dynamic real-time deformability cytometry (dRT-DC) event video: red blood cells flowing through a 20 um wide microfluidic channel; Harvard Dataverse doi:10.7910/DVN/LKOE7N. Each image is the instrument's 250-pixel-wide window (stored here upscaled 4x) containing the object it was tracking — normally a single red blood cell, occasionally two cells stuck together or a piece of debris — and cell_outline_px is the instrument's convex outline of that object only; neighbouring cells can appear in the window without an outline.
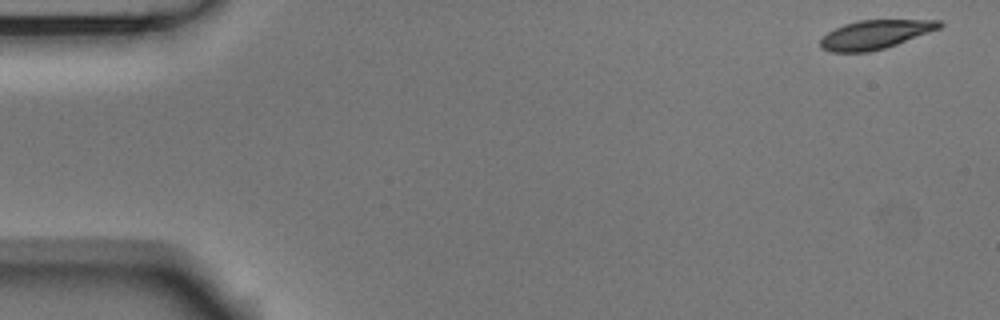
{"species": "Egyptian fruit bat (a non-hibernating species)", "species_latin": "Rousettus aegyptiacus", "temperature_condition": "room temperature", "stored_images_in_passage": 53, "camera_frame_rate_fps": 3000, "um_per_image_px": 0.085, "animal": {"sex": "male"}, "frame": {"image": 1, "passage_image": 1, "time_ms": 0.0, "image_size_px": [1000, 320], "cell_outline_px": [[944, 24], [940, 28], [896, 44], [884, 48], [868, 52], [828, 52], [820, 48], [820, 40], [828, 32], [844, 24], [860, 20], [940, 20]], "centroid_in_image_um": [74.36, 2.94], "position_along_channel_um": 10.6, "area_um2": 19.83}}
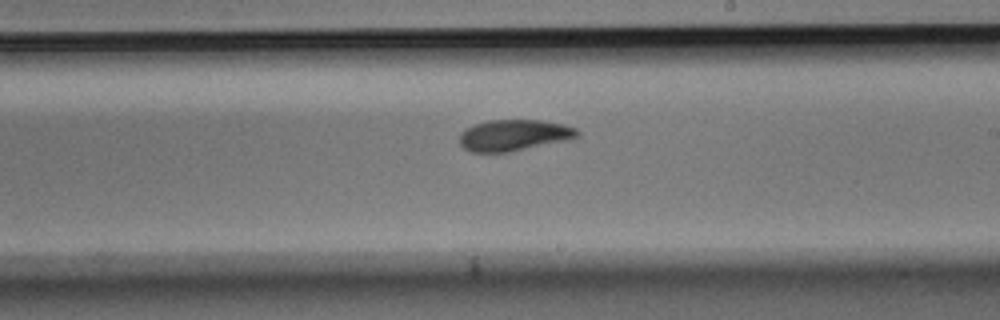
{"frame": {"image": 2, "passage_image": 30, "time_ms": 9.667, "image_size_px": [1000, 320], "cell_outline_px": [[580, 136], [568, 140], [508, 152], [472, 152], [464, 148], [460, 144], [460, 132], [476, 124], [488, 120], [540, 120], [564, 124], [576, 128], [580, 132]], "centroid_in_image_um": [43.72, 11.49], "position_along_channel_um": 245.3, "area_um2": 21.39}}
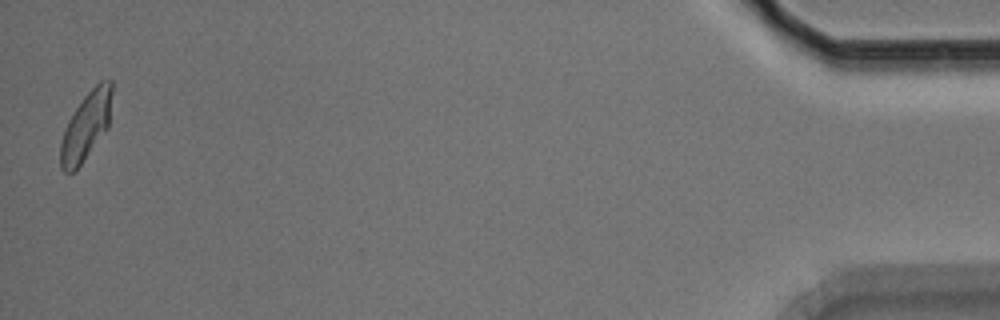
{"frame": {"image": 3, "passage_image": 52, "time_ms": 17.0, "image_size_px": [1000, 320], "cell_outline_px": [[112, 92], [108, 128], [80, 164], [72, 172], [64, 172], [60, 168], [60, 144], [64, 128], [68, 120], [84, 96], [100, 80], [112, 80]], "centroid_in_image_um": [7.3, 10.7], "position_along_channel_um": 427.9, "area_um2": 20.17}, "authors_computed_cell_mechanics": {"area_um2": 21.3282, "velocity_mm_per_s": 3.7288, "shape_relaxation_time_tau1_ms": 3.5871, "shape_relaxation_time_tau2_ms": 2.0649, "deformation_change_tau1": 0.1338, "deformation_change_tau2": 0.0599}}